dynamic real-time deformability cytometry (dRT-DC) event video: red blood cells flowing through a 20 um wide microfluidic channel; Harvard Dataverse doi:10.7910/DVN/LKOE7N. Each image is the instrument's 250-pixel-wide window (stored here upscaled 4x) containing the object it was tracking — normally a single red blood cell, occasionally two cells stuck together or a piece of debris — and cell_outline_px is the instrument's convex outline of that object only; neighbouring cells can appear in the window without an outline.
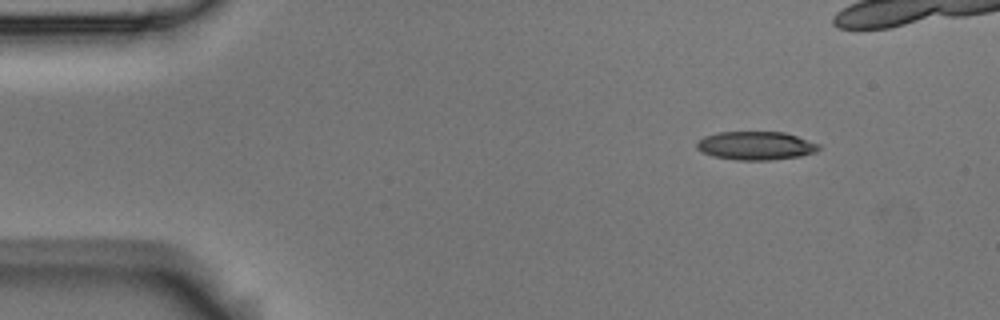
{"species": "Egyptian fruit bat (a non-hibernating species)", "species_latin": "Rousettus aegyptiacus", "temperature_condition": "room temperature", "stored_images_in_passage": 4, "camera_frame_rate_fps": 3000, "um_per_image_px": 0.085, "animal": {"sex": "male"}, "frame": {"image": 1, "passage_image": 1, "time_ms": 0.0, "image_size_px": [1000, 320], "cell_outline_px": [[820, 148], [816, 152], [800, 156], [768, 160], [736, 160], [712, 156], [700, 152], [696, 148], [696, 144], [704, 136], [716, 132], [784, 132], [820, 144]], "centroid_in_image_um": [64.21, 12.38], "position_along_channel_um": 20.8, "area_um2": 20.29}}